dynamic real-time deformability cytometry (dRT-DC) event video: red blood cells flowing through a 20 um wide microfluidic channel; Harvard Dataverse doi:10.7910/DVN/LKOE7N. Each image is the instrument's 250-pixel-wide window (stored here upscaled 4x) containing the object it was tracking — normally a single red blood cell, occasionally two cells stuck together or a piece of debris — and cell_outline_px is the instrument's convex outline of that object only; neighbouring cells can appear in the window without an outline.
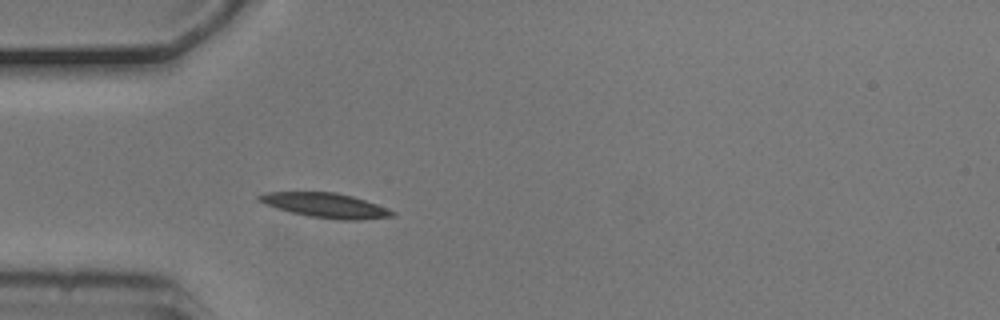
{"species": "common noctule bat (a hibernating species)", "species_latin": "Nyctalus noctula", "temperature_condition": "cold", "stored_images_in_passage": 5, "camera_frame_rate_fps": 3000, "um_per_image_px": 0.085, "animal": {"sex": "male", "body_mass_g": 20.5, "forearm_length_mm": 52.5}, "frame": {"image": 1, "passage_image": 5, "time_ms": 1.333, "image_size_px": [1000, 320], "cell_outline_px": [[396, 216], [360, 220], [340, 220], [308, 216], [276, 208], [264, 204], [256, 200], [256, 196], [268, 192], [336, 192], [352, 196], [376, 204], [396, 212]], "centroid_in_image_um": [27.66, 17.46], "position_along_channel_um": 57.3, "area_um2": 19.13}}